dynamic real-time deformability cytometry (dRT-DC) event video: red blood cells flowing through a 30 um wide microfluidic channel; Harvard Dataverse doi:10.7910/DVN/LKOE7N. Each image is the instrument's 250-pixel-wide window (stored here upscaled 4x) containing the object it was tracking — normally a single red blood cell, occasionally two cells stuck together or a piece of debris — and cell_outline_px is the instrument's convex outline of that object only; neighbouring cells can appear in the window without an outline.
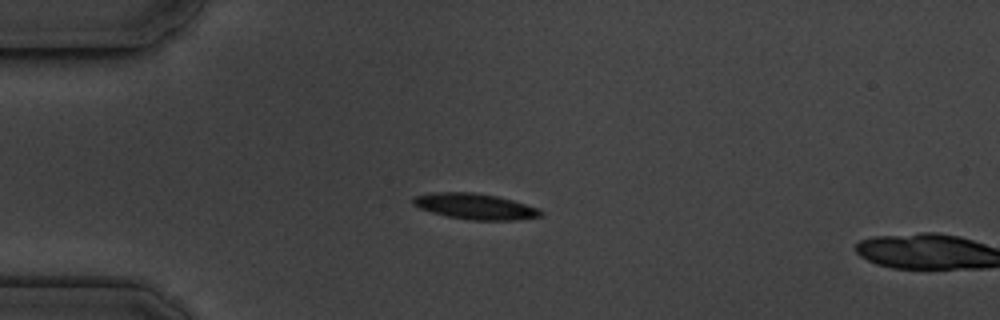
{"species": "common noctule bat (a hibernating species)", "species_latin": "Nyctalus noctula", "temperature_condition": "cold", "stored_images_in_passage": 5, "camera_frame_rate_fps": 3000, "um_per_image_px": 0.085, "animal": {"sex": "male", "body_mass_g": 19.5, "forearm_length_mm": 54.6}, "frame": {"image": 1, "passage_image": 4, "time_ms": 3.333, "image_size_px": [1000, 320], "cell_outline_px": [[544, 216], [516, 220], [472, 220], [448, 216], [432, 212], [420, 208], [412, 204], [412, 196], [432, 192], [472, 192], [496, 196], [512, 200], [536, 208], [544, 212]], "centroid_in_image_um": [40.36, 17.54], "position_along_channel_um": 44.6, "area_um2": 19.13}}